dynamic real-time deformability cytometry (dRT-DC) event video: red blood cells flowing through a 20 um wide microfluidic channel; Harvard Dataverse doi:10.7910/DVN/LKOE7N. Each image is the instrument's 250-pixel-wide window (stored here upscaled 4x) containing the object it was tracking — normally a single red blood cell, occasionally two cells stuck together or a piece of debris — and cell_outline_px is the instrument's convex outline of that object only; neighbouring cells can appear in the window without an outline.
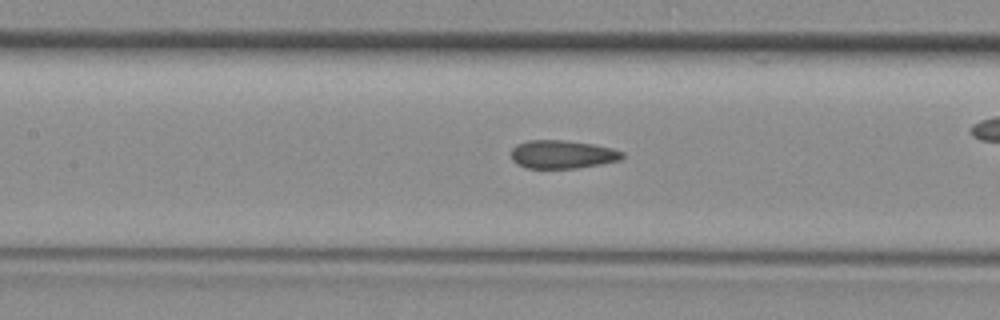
{"species": "common noctule bat (a hibernating species)", "species_latin": "Nyctalus noctula", "temperature_condition": "room temperature", "stored_images_in_passage": 36, "camera_frame_rate_fps": 3000, "um_per_image_px": 0.085, "animal": {"sex": "female", "body_mass_g": 29.2, "forearm_length_mm": 56.3}, "frame": {"image": 1, "passage_image": 11, "time_ms": 3.333, "image_size_px": [1000, 320], "cell_outline_px": [[624, 156], [620, 160], [600, 164], [576, 168], [528, 168], [516, 164], [512, 160], [512, 148], [516, 144], [528, 140], [564, 140], [592, 144], [612, 148], [624, 152]], "centroid_in_image_um": [47.79, 13.12], "position_along_channel_um": 159.6, "area_um2": 18.32}}
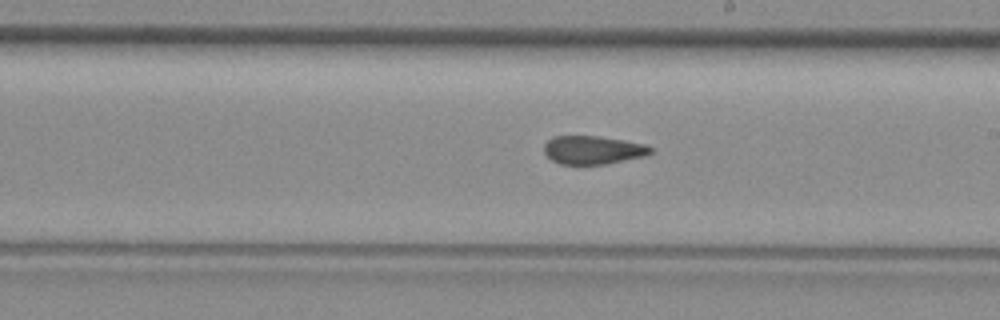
{"frame": {"image": 2, "passage_image": 16, "time_ms": 5.0, "image_size_px": [1000, 320], "cell_outline_px": [[652, 152], [644, 156], [608, 164], [560, 164], [552, 160], [544, 152], [544, 144], [552, 136], [596, 136], [624, 140], [644, 144], [652, 148]], "centroid_in_image_um": [50.38, 12.75], "position_along_channel_um": 238.6, "area_um2": 17.57}}